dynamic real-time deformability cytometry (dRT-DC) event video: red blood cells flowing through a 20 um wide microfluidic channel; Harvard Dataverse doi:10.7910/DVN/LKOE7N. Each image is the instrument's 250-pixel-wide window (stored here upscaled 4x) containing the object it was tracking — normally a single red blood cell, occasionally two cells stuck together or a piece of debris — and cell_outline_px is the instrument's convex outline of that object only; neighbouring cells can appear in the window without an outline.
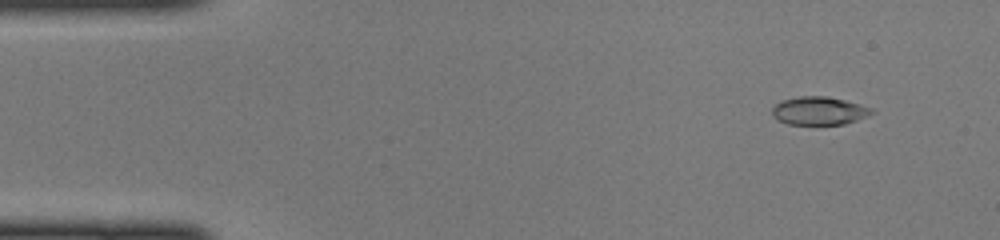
{"species": "common noctule bat (a hibernating species)", "species_latin": "Nyctalus noctula", "temperature_condition": "cold", "stored_images_in_passage": 46, "camera_frame_rate_fps": 3000, "um_per_image_px": 0.085, "animal": {"sex": "female", "body_mass_g": 22.0, "forearm_length_mm": 56.7}, "frame": {"image": 1, "passage_image": 4, "time_ms": 1.0, "image_size_px": [1000, 240], "cell_outline_px": [[876, 112], [868, 116], [844, 124], [788, 124], [772, 116], [772, 108], [780, 100], [800, 96], [828, 96], [860, 104], [872, 108]], "centroid_in_image_um": [69.63, 9.41], "position_along_channel_um": 15.4, "area_um2": 16.36}}
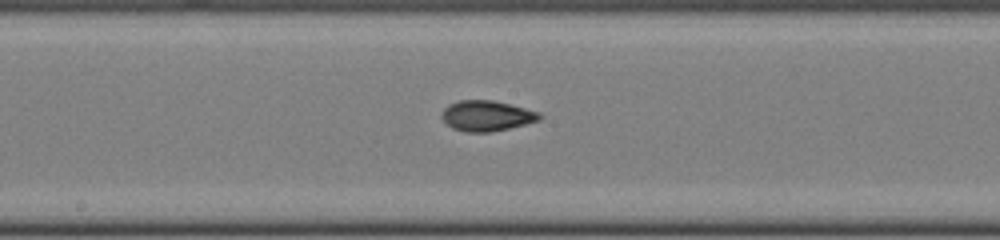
{"frame": {"image": 2, "passage_image": 24, "time_ms": 7.667, "image_size_px": [1000, 240], "cell_outline_px": [[544, 116], [540, 120], [492, 132], [464, 132], [452, 128], [440, 116], [444, 108], [448, 104], [460, 100], [492, 100], [540, 112]], "centroid_in_image_um": [41.36, 9.84], "position_along_channel_um": 206.8, "area_um2": 17.34}}
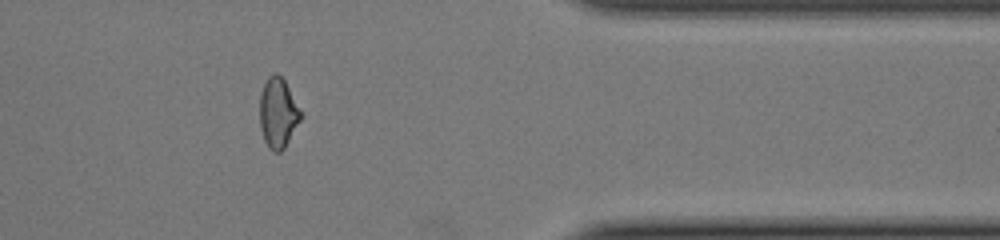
{"frame": {"image": 3, "passage_image": 38, "time_ms": 12.333, "image_size_px": [1000, 240], "cell_outline_px": [[300, 120], [284, 148], [280, 152], [272, 152], [268, 148], [264, 140], [260, 128], [260, 92], [268, 76], [272, 72], [276, 72], [284, 80], [300, 112]], "centroid_in_image_um": [23.58, 9.61], "position_along_channel_um": 387.8, "area_um2": 16.42}}